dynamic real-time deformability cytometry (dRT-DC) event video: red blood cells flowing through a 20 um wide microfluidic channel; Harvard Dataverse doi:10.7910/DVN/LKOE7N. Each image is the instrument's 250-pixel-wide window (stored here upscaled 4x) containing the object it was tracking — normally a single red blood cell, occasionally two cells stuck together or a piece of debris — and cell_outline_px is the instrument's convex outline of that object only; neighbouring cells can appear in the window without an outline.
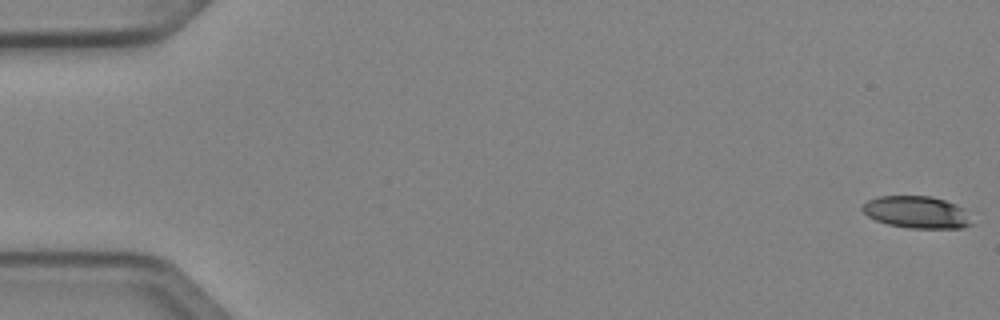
{"species": "Egyptian fruit bat (a non-hibernating species)", "species_latin": "Rousettus aegyptiacus", "temperature_condition": "cold", "stored_images_in_passage": 13, "camera_frame_rate_fps": 3000, "um_per_image_px": 0.085, "animal": {"sex": "female"}, "frame": {"image": 1, "passage_image": 1, "time_ms": 0.0, "image_size_px": [1000, 320], "cell_outline_px": [[972, 224], [964, 228], [908, 228], [888, 224], [876, 220], [868, 216], [860, 208], [868, 200], [880, 196], [932, 196], [956, 204], [964, 208]], "centroid_in_image_um": [77.92, 18.04], "position_along_channel_um": 7.1, "area_um2": 20.4}}